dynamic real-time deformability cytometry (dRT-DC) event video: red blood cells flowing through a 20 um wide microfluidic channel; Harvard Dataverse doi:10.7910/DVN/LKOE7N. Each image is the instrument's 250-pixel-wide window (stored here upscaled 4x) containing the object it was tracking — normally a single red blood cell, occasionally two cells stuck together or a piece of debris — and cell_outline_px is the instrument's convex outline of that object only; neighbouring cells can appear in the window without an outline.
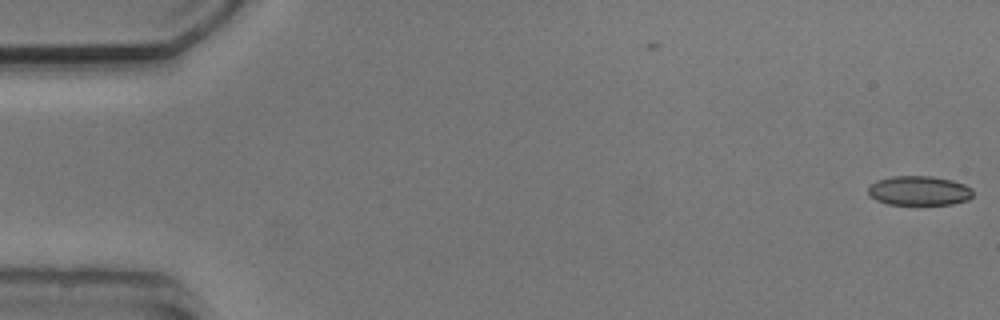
{"species": "common noctule bat (a hibernating species)", "species_latin": "Nyctalus noctula", "temperature_condition": "cold", "stored_images_in_passage": 5, "camera_frame_rate_fps": 3000, "um_per_image_px": 0.085, "animal": {"sex": "male", "body_mass_g": 20.5, "forearm_length_mm": 52.5}, "frame": {"image": 1, "passage_image": 1, "time_ms": 0.0, "image_size_px": [1000, 320], "cell_outline_px": [[972, 196], [968, 200], [952, 204], [888, 204], [876, 200], [868, 196], [868, 188], [876, 180], [892, 176], [932, 176], [952, 180], [964, 184], [972, 188]], "centroid_in_image_um": [78.11, 16.2], "position_along_channel_um": 6.9, "area_um2": 18.03}}
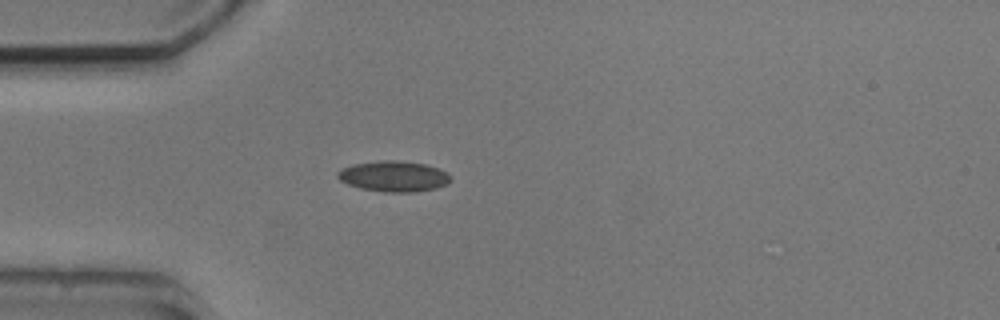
{"frame": {"image": 2, "passage_image": 5, "time_ms": 4.667, "image_size_px": [1000, 320], "cell_outline_px": [[452, 180], [448, 184], [436, 188], [416, 192], [384, 192], [360, 188], [348, 184], [340, 180], [336, 176], [336, 172], [352, 164], [380, 160], [396, 160], [424, 164], [440, 168], [448, 172], [452, 176]], "centroid_in_image_um": [33.51, 14.98], "position_along_channel_um": 51.5, "area_um2": 20.46}}